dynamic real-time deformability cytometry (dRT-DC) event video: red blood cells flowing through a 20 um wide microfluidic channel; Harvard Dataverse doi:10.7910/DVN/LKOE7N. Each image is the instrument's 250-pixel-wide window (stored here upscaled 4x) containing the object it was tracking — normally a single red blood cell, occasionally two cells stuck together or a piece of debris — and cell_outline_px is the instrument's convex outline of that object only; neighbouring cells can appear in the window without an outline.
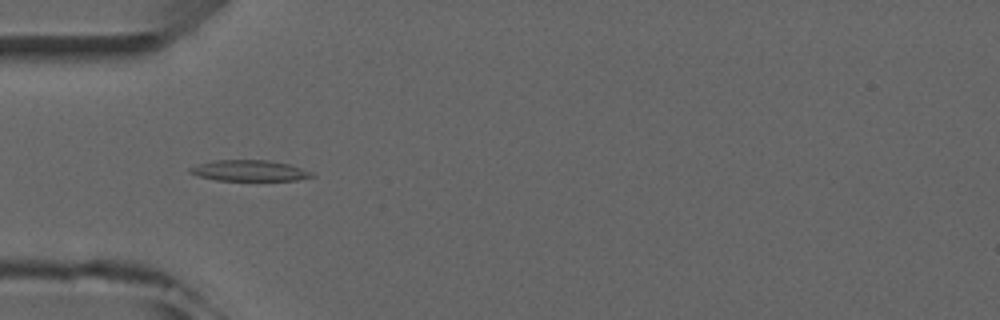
{"species": "common noctule bat (a hibernating species)", "species_latin": "Nyctalus noctula", "temperature_condition": "room temperature", "stored_images_in_passage": 4, "camera_frame_rate_fps": 3000, "um_per_image_px": 0.085, "animal": {"sex": "male", "forearm_length_mm": 52.5}, "frame": {"image": 1, "passage_image": 3, "time_ms": 3.333, "image_size_px": [1000, 320], "cell_outline_px": [[316, 176], [296, 180], [216, 180], [200, 176], [188, 172], [188, 168], [196, 164], [216, 160], [268, 160], [288, 164], [312, 172]], "centroid_in_image_um": [21.17, 14.5], "position_along_channel_um": 63.8, "area_um2": 14.74}}